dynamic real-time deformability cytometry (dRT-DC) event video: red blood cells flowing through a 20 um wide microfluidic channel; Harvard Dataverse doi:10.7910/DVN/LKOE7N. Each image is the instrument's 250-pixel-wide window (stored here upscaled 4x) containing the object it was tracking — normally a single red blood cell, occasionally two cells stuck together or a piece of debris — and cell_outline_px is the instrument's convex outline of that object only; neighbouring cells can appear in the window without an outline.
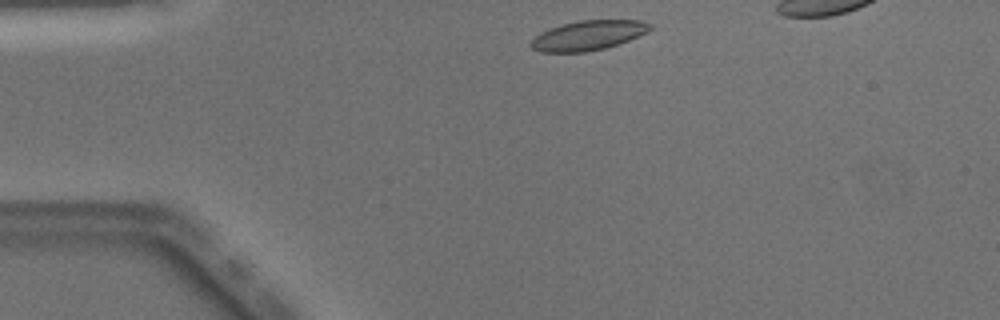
{"species": "Egyptian fruit bat (a non-hibernating species)", "species_latin": "Rousettus aegyptiacus", "temperature_condition": "warm", "stored_images_in_passage": 35, "camera_frame_rate_fps": 3000, "um_per_image_px": 0.085, "animal": {"sex": "male"}, "frame": {"image": 1, "passage_image": 1, "time_ms": 0.0, "image_size_px": [1000, 320], "cell_outline_px": [[652, 28], [648, 32], [628, 40], [604, 48], [584, 52], [540, 52], [532, 48], [528, 44], [540, 32], [560, 24], [580, 20], [640, 20], [652, 24]], "centroid_in_image_um": [49.98, 3.0], "position_along_channel_um": 35.0, "area_um2": 20.58}}
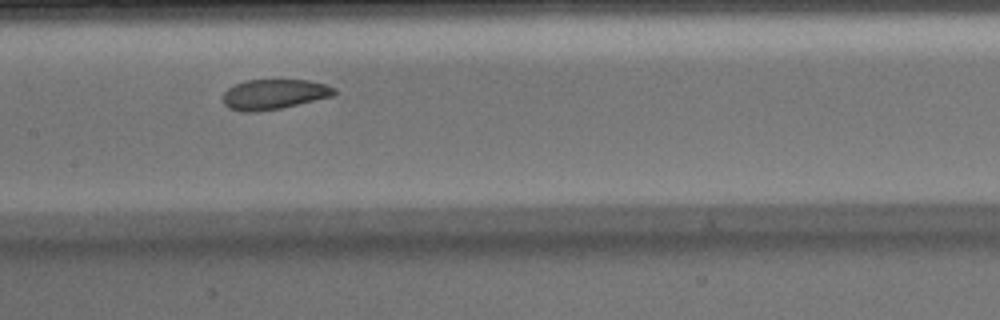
{"frame": {"image": 2, "passage_image": 15, "time_ms": 4.667, "image_size_px": [1000, 320], "cell_outline_px": [[336, 92], [332, 96], [280, 108], [256, 112], [244, 112], [228, 108], [224, 104], [224, 92], [228, 88], [244, 80], [308, 80], [328, 84], [336, 88]], "centroid_in_image_um": [23.3, 8.01], "position_along_channel_um": 184.1, "area_um2": 19.48}}
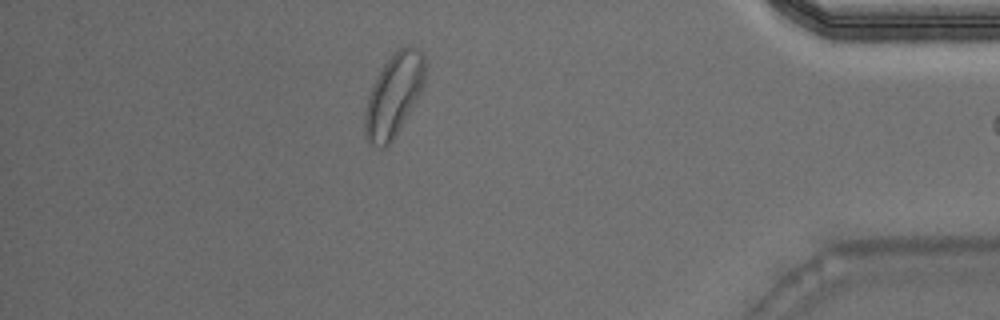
{"frame": {"image": 3, "passage_image": 34, "time_ms": 11.0, "image_size_px": [1000, 320], "cell_outline_px": [[424, 84], [416, 100], [400, 128], [392, 140], [384, 148], [372, 148], [368, 144], [364, 136], [364, 112], [368, 96], [376, 76], [384, 64], [404, 44], [408, 44], [420, 48], [424, 56]], "centroid_in_image_um": [33.44, 8.11], "position_along_channel_um": 401.8, "area_um2": 29.07}}